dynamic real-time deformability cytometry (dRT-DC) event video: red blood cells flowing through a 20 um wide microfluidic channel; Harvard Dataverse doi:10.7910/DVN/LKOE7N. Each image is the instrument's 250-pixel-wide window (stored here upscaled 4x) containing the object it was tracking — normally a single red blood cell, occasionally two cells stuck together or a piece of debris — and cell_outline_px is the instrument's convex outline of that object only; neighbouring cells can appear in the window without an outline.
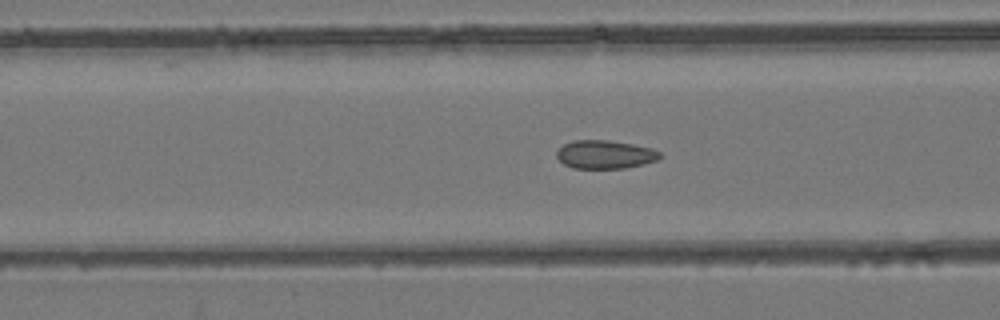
{"species": "common noctule bat (a hibernating species)", "species_latin": "Nyctalus noctula", "temperature_condition": "room temperature", "stored_images_in_passage": 55, "camera_frame_rate_fps": 3000, "um_per_image_px": 0.085, "animal": {"sex": "female", "body_mass_g": 24.6, "forearm_length_mm": 56.2}, "frame": {"image": 1, "passage_image": 22, "time_ms": 7.0, "image_size_px": [1000, 320], "cell_outline_px": [[664, 156], [660, 160], [644, 164], [624, 168], [572, 168], [564, 164], [556, 156], [556, 152], [564, 144], [572, 140], [608, 140], [632, 144], [652, 148], [660, 152]], "centroid_in_image_um": [51.47, 13.13], "position_along_channel_um": 115.1, "area_um2": 17.22}}
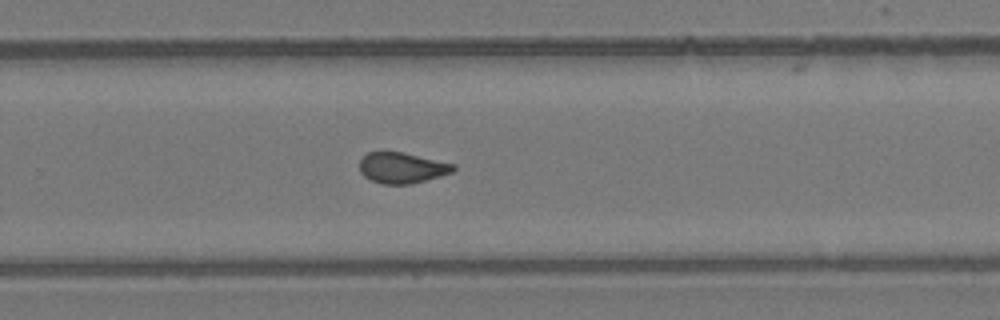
{"frame": {"image": 2, "passage_image": 36, "time_ms": 11.667, "image_size_px": [1000, 320], "cell_outline_px": [[456, 168], [452, 172], [440, 176], [412, 184], [384, 184], [372, 180], [364, 176], [360, 172], [360, 160], [368, 152], [400, 152], [456, 164]], "centroid_in_image_um": [34.18, 14.27], "position_along_channel_um": 295.6, "area_um2": 16.65}}
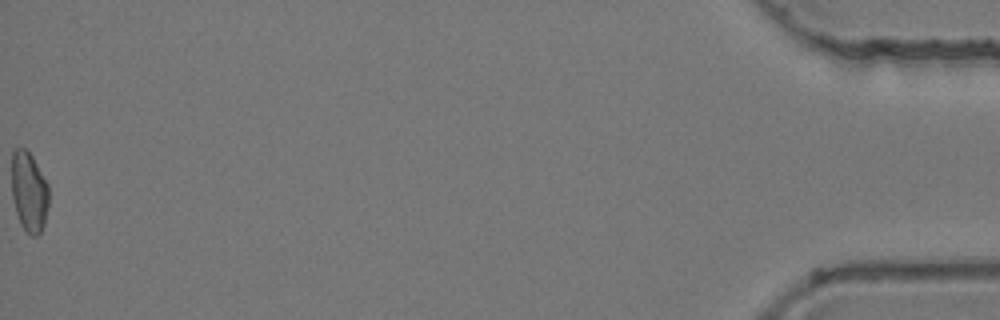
{"frame": {"image": 3, "passage_image": 55, "time_ms": 18.0, "image_size_px": [1000, 320], "cell_outline_px": [[48, 208], [44, 224], [40, 232], [36, 236], [32, 236], [20, 224], [16, 212], [12, 196], [12, 152], [16, 148], [24, 148], [32, 156], [48, 184]], "centroid_in_image_um": [2.47, 16.3], "position_along_channel_um": 432.7, "area_um2": 17.22}, "authors_computed_cell_mechanics": {"area_um2": 17.5134, "velocity_mm_per_s": 3.8759, "shape_relaxation_time_tau1_ms": null, "shape_relaxation_time_tau2_ms": 1.9608, "deformation_change_tau1": null, "deformation_change_tau2": 0.0667}}